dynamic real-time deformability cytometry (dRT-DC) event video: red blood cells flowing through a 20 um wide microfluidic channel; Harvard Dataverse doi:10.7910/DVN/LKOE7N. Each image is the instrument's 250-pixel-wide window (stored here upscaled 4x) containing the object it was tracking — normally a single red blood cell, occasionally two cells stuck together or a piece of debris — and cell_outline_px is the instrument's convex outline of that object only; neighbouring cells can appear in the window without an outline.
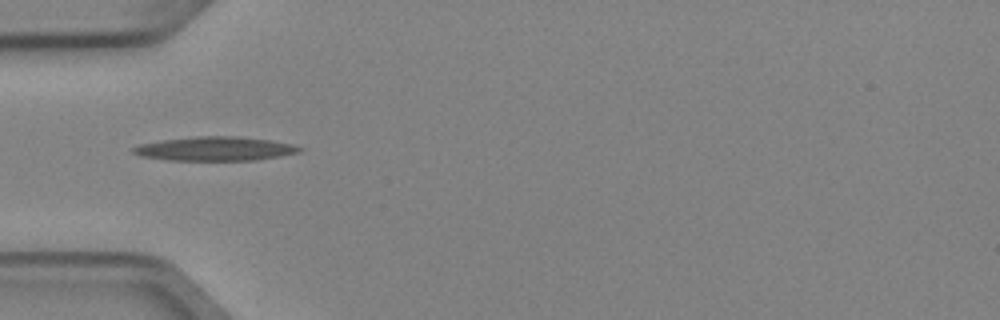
{"species": "Egyptian fruit bat (a non-hibernating species)", "species_latin": "Rousettus aegyptiacus", "temperature_condition": "cold", "stored_images_in_passage": 4, "camera_frame_rate_fps": 3000, "um_per_image_px": 0.085, "animal": {"sex": "female"}, "frame": {"image": 1, "passage_image": 3, "time_ms": 0.667, "image_size_px": [1000, 320], "cell_outline_px": [[304, 148], [300, 152], [280, 156], [256, 160], [168, 160], [140, 156], [132, 152], [132, 148], [140, 144], [164, 140], [200, 136], [236, 136], [272, 140], [292, 144]], "centroid_in_image_um": [18.32, 12.64], "position_along_channel_um": 66.7, "area_um2": 23.18}}
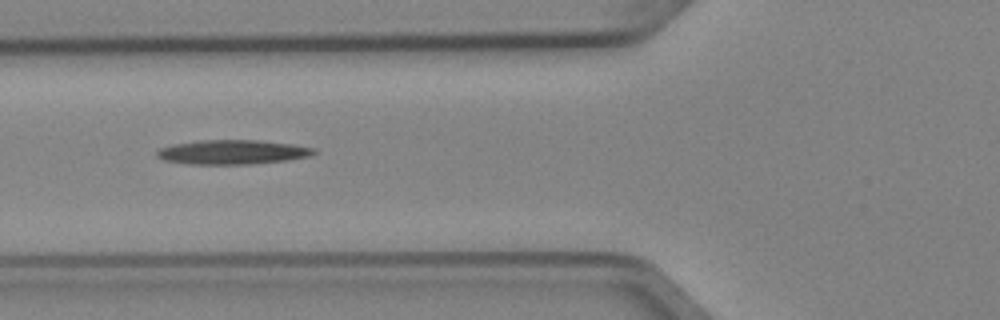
{"frame": {"image": 2, "passage_image": 4, "time_ms": 1.0, "image_size_px": [1000, 320], "cell_outline_px": [[316, 152], [308, 156], [288, 160], [252, 164], [192, 164], [164, 160], [156, 156], [156, 152], [160, 148], [172, 144], [196, 140], [256, 140], [292, 144], [316, 148]], "centroid_in_image_um": [19.74, 12.92], "position_along_channel_um": 106.1, "area_um2": 22.31}}